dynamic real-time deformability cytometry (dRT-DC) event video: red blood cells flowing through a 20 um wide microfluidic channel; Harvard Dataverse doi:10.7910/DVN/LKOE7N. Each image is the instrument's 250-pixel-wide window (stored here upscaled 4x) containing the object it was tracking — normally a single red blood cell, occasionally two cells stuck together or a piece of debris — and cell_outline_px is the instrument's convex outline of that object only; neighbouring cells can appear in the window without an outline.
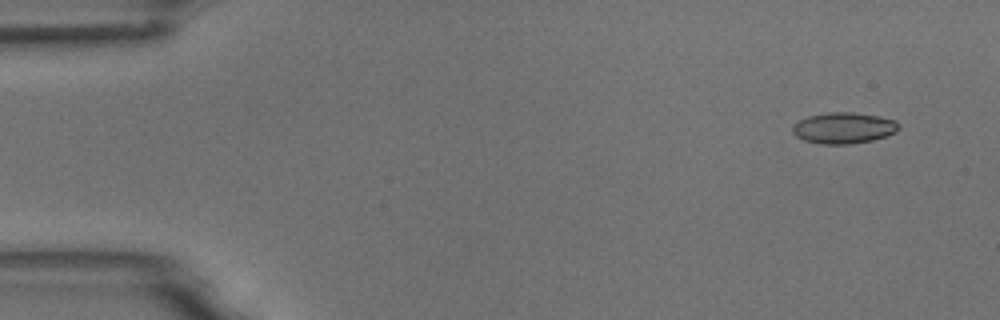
{"species": "common noctule bat (a hibernating species)", "species_latin": "Nyctalus noctula", "temperature_condition": "room temperature", "stored_images_in_passage": 9, "camera_frame_rate_fps": 3000, "um_per_image_px": 0.085, "animal": {"sex": "male", "body_mass_g": 18.8}, "frame": {"image": 1, "passage_image": 1, "time_ms": 0.0, "image_size_px": [1000, 320], "cell_outline_px": [[900, 128], [896, 132], [872, 140], [848, 144], [820, 144], [804, 140], [796, 136], [792, 132], [792, 124], [808, 116], [828, 112], [852, 112], [880, 116], [896, 120], [900, 124]], "centroid_in_image_um": [71.71, 10.87], "position_along_channel_um": 13.3, "area_um2": 19.36}}
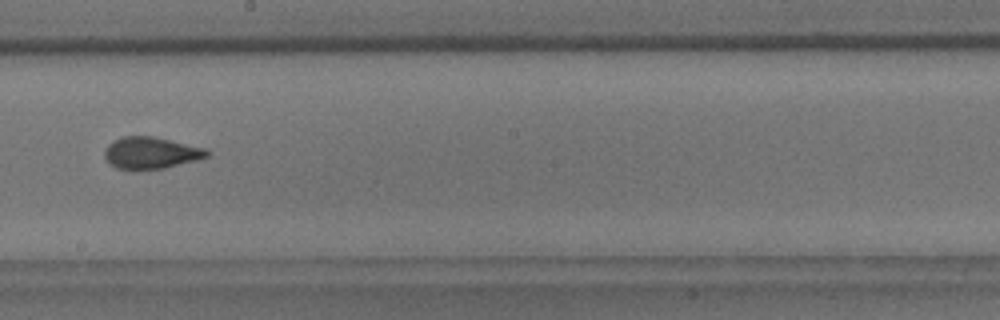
{"frame": {"image": 2, "passage_image": 9, "time_ms": 9.0, "image_size_px": [1000, 320], "cell_outline_px": [[208, 156], [196, 160], [164, 168], [116, 168], [108, 164], [104, 156], [104, 152], [108, 144], [112, 140], [124, 136], [156, 136], [204, 148], [208, 152]], "centroid_in_image_um": [12.78, 12.97], "position_along_channel_um": 235.4, "area_um2": 18.73}}